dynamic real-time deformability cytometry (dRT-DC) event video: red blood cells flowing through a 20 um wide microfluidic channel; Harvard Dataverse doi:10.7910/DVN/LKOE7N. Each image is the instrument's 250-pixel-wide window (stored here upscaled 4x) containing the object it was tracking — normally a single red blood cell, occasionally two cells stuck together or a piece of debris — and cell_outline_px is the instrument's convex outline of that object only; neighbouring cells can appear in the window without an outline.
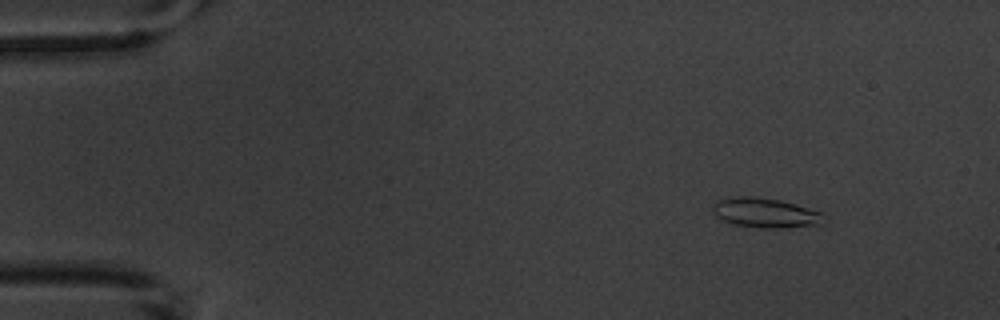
{"species": "common noctule bat (a hibernating species)", "species_latin": "Nyctalus noctula", "temperature_condition": "warm", "stored_images_in_passage": 6, "camera_frame_rate_fps": 3000, "um_per_image_px": 0.085, "animal": {"sex": "male", "body_mass_g": 20.1, "forearm_length_mm": 53.5}, "frame": {"image": 1, "passage_image": 2, "time_ms": 1.333, "image_size_px": [1000, 320], "cell_outline_px": [[824, 224], [780, 228], [760, 228], [732, 224], [720, 220], [712, 212], [712, 208], [716, 200], [732, 196], [756, 196], [780, 200], [796, 204], [820, 212]], "centroid_in_image_um": [64.97, 18.08], "position_along_channel_um": 20.0, "area_um2": 19.42}}